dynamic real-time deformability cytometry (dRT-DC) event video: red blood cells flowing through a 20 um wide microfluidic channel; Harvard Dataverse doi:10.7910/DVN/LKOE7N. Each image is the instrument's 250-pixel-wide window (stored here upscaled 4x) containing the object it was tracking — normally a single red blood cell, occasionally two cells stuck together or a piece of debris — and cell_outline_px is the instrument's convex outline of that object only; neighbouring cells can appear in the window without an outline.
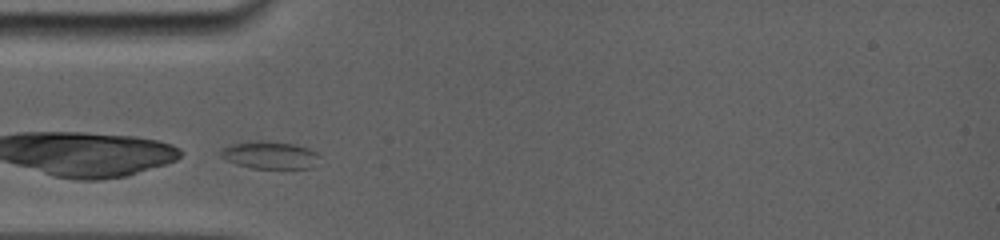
{"species": "common noctule bat (a hibernating species)", "species_latin": "Nyctalus noctula", "temperature_condition": "room temperature", "stored_images_in_passage": 46, "camera_frame_rate_fps": 5000, "um_per_image_px": 0.085, "animal": {"sex": "female", "body_mass_g": 19.0, "forearm_length_mm": 56.7}, "frame": {"image": 1, "passage_image": 1, "time_ms": 0.0, "image_size_px": [1000, 240], "cell_outline_px": [[320, 156], [312, 168], [252, 168], [236, 164], [220, 156], [216, 152], [220, 148], [232, 144], [256, 140], [268, 140], [296, 144], [308, 148], [316, 152]], "centroid_in_image_um": [22.9, 13.16], "position_along_channel_um": 62.1, "area_um2": 16.07}}
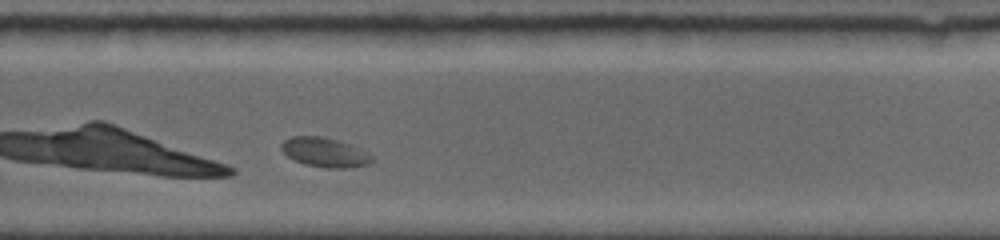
{"frame": {"image": 2, "passage_image": 33, "time_ms": 6.4, "image_size_px": [1000, 240], "cell_outline_px": [[372, 160], [368, 164], [348, 168], [328, 168], [304, 164], [288, 156], [280, 148], [280, 144], [284, 140], [292, 136], [320, 136], [336, 140], [360, 148], [368, 152], [372, 156]], "centroid_in_image_um": [27.59, 12.95], "position_along_channel_um": 302.2, "area_um2": 15.37}, "authors_computed_cell_mechanics": {"area_um2": 15.4037, "velocity_mm_per_s": 3.7642, "shape_relaxation_time_tau1_ms": 2.6911, "shape_relaxation_time_tau2_ms": null, "deformation_change_tau1": 0.0721, "deformation_change_tau2": null}}